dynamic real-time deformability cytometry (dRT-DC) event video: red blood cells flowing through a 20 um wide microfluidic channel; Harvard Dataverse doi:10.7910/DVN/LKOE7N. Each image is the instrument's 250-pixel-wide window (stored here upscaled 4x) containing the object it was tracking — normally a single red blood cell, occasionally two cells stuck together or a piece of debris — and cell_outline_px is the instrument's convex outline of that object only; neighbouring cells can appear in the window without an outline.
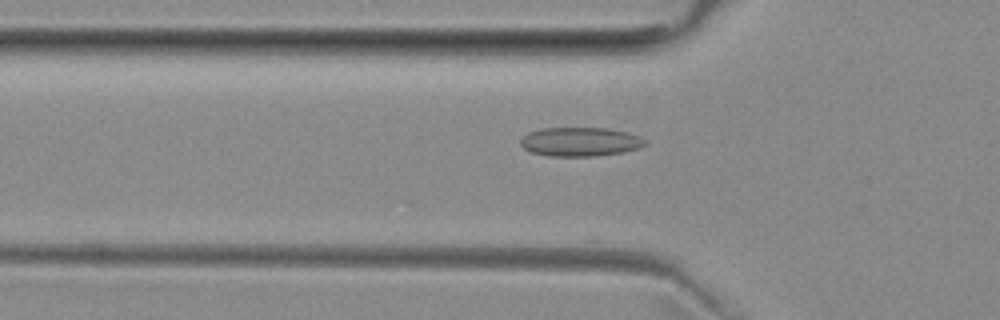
{"species": "common noctule bat (a hibernating species)", "species_latin": "Nyctalus noctula", "temperature_condition": "room temperature", "stored_images_in_passage": 38, "camera_frame_rate_fps": 3000, "um_per_image_px": 0.085, "animal": {"sex": "female", "body_mass_g": 29.2, "forearm_length_mm": 56.3}, "frame": {"image": 1, "passage_image": 3, "time_ms": 0.667, "image_size_px": [1000, 320], "cell_outline_px": [[648, 144], [640, 148], [624, 152], [596, 156], [548, 156], [532, 152], [524, 148], [520, 144], [520, 140], [528, 132], [540, 128], [608, 128], [628, 132], [640, 136], [648, 140]], "centroid_in_image_um": [49.37, 12.05], "position_along_channel_um": 76.4, "area_um2": 21.33}}
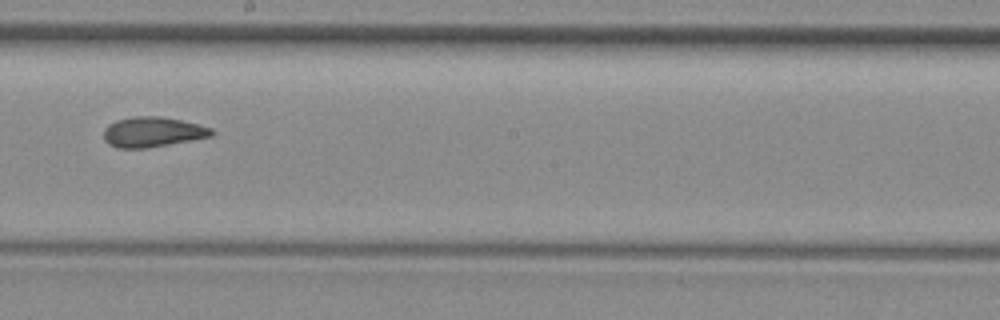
{"frame": {"image": 2, "passage_image": 15, "time_ms": 4.667, "image_size_px": [1000, 320], "cell_outline_px": [[216, 132], [212, 136], [192, 140], [148, 148], [116, 148], [108, 144], [104, 140], [104, 128], [108, 124], [116, 120], [136, 116], [160, 116], [180, 120], [212, 128]], "centroid_in_image_um": [12.95, 11.22], "position_along_channel_um": 235.2, "area_um2": 19.02}}
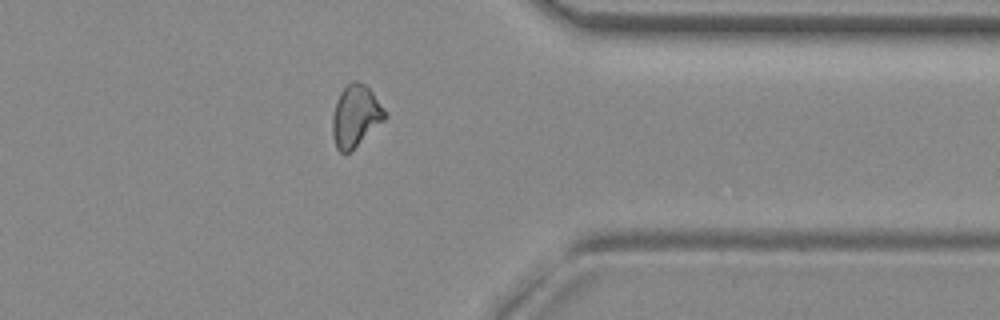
{"frame": {"image": 3, "passage_image": 27, "time_ms": 8.667, "image_size_px": [1000, 320], "cell_outline_px": [[388, 116], [384, 120], [348, 152], [340, 152], [336, 148], [332, 132], [332, 116], [336, 100], [340, 92], [352, 80], [356, 80], [364, 84], [372, 92], [384, 108]], "centroid_in_image_um": [30.21, 9.82], "position_along_channel_um": 381.2, "area_um2": 18.55}, "authors_computed_cell_mechanics": {"area_um2": 18.8428, "velocity_mm_per_s": 3.948, "shape_relaxation_time_tau1_ms": null, "shape_relaxation_time_tau2_ms": 1.3369, "deformation_change_tau1": null, "deformation_change_tau2": 0.0711}}